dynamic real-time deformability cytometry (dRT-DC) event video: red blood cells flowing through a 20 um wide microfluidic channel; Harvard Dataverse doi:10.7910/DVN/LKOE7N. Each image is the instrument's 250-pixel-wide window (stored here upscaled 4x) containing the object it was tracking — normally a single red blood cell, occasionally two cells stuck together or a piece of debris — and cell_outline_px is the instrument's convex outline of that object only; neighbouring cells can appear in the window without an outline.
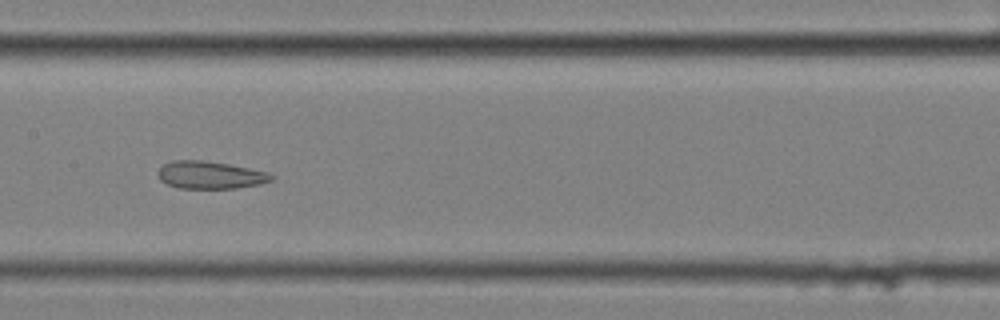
{"species": "common noctule bat (a hibernating species)", "species_latin": "Nyctalus noctula", "temperature_condition": "cold", "stored_images_in_passage": 16, "segment_of_instrument_passage": [2, 2], "camera_frame_rate_fps": 3000, "um_per_image_px": 0.085, "animal": {"sex": "female", "body_mass_g": 25.1}, "frame": {"image": 1, "passage_image": 8, "time_ms": 2.333, "image_size_px": [1000, 320], "cell_outline_px": [[276, 176], [272, 180], [260, 184], [236, 188], [180, 188], [168, 184], [160, 180], [156, 172], [164, 164], [172, 160], [200, 160], [228, 164], [268, 172]], "centroid_in_image_um": [17.86, 14.87], "position_along_channel_um": 189.5, "area_um2": 18.15}}
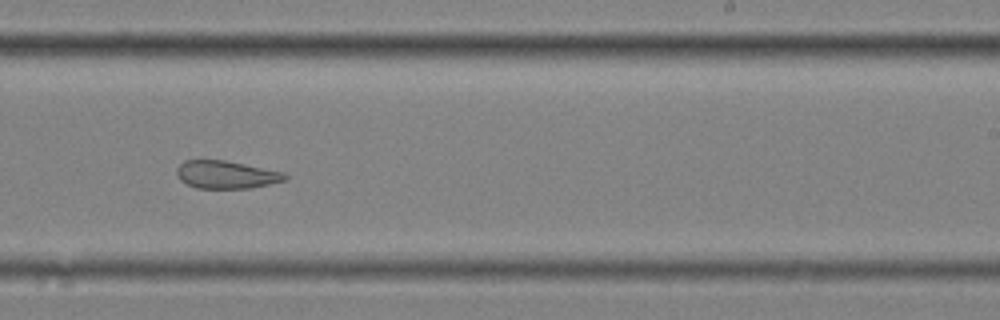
{"frame": {"image": 2, "passage_image": 10, "time_ms": 3.0, "image_size_px": [1000, 320], "cell_outline_px": [[288, 180], [252, 188], [196, 188], [180, 180], [176, 172], [176, 168], [184, 160], [224, 160], [284, 172], [288, 176]], "centroid_in_image_um": [19.25, 14.85], "position_along_channel_um": 269.8, "area_um2": 17.57}}
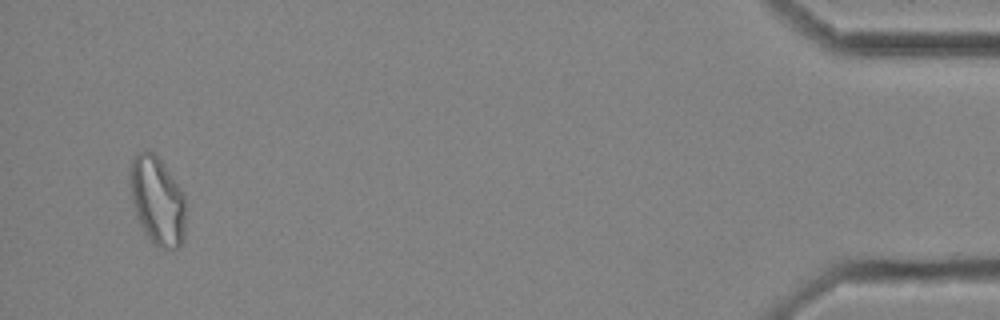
{"frame": {"image": 3, "passage_image": 15, "time_ms": 4.667, "image_size_px": [1000, 320], "cell_outline_px": [[184, 240], [176, 248], [160, 248], [144, 232], [136, 216], [132, 204], [128, 180], [128, 172], [132, 160], [136, 152], [156, 152], [184, 192]], "centroid_in_image_um": [13.34, 17.0], "position_along_channel_um": 421.9, "area_um2": 29.02}}